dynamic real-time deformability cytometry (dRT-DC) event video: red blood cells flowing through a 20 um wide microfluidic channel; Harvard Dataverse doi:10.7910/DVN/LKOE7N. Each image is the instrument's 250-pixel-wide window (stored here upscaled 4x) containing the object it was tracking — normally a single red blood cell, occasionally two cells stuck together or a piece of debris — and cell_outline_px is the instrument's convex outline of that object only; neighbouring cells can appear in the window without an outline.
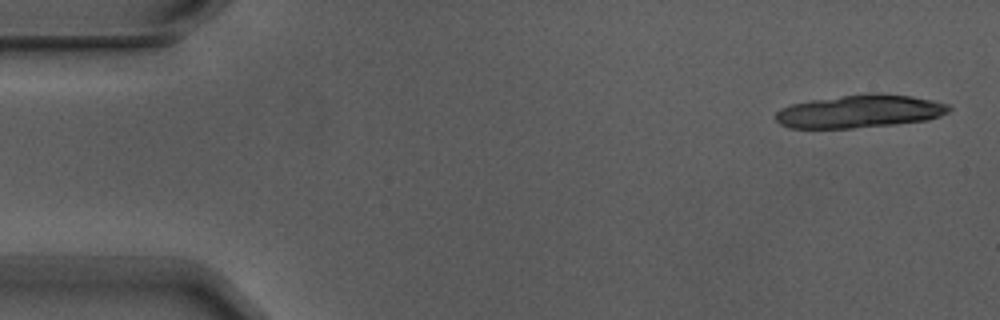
{"species": "Egyptian fruit bat (a non-hibernating species)", "species_latin": "Rousettus aegyptiacus", "temperature_condition": "warm", "stored_images_in_passage": 6, "camera_frame_rate_fps": 3000, "um_per_image_px": 0.085, "animal": {"sex": "male"}, "frame": {"image": 1, "passage_image": 1, "time_ms": 0.0, "image_size_px": [1000, 320], "cell_outline_px": [[952, 108], [948, 112], [940, 116], [928, 120], [896, 124], [852, 128], [788, 128], [780, 124], [776, 120], [776, 112], [780, 108], [792, 104], [812, 100], [868, 92], [876, 92], [912, 96], [932, 100], [948, 104]], "centroid_in_image_um": [73.1, 9.46], "position_along_channel_um": 11.9, "area_um2": 33.52}}
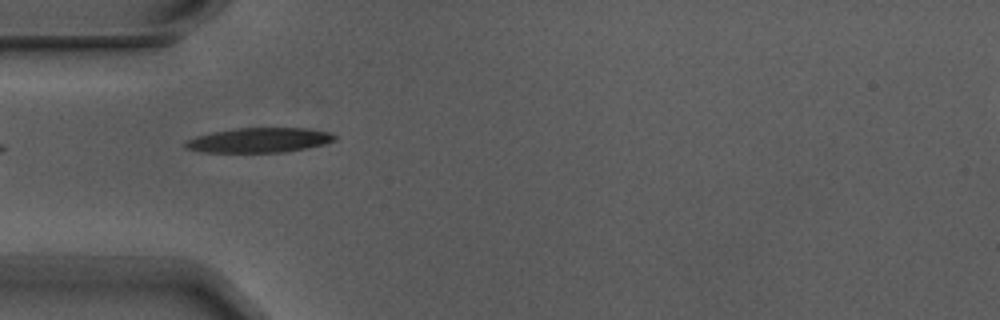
{"frame": {"image": 2, "passage_image": 5, "time_ms": 1.333, "image_size_px": [1000, 320], "cell_outline_px": [[336, 140], [324, 144], [284, 152], [200, 152], [184, 148], [184, 144], [188, 140], [196, 136], [212, 132], [240, 128], [304, 128], [332, 132], [336, 136]], "centroid_in_image_um": [22.03, 11.91], "position_along_channel_um": 63.0, "area_um2": 21.44}}